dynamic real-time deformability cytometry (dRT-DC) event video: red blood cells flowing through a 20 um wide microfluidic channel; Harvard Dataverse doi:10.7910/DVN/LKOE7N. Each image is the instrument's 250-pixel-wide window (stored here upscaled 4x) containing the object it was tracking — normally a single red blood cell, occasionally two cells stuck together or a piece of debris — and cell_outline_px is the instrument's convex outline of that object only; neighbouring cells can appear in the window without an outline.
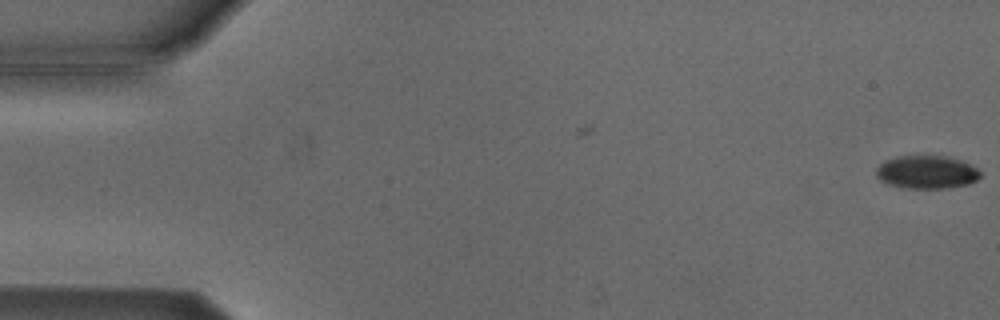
{"species": "Egyptian fruit bat (a non-hibernating species)", "species_latin": "Rousettus aegyptiacus", "temperature_condition": "cold", "stored_images_in_passage": 54, "camera_frame_rate_fps": 3000, "um_per_image_px": 0.085, "animal": {"sex": "male"}, "frame": {"image": 1, "passage_image": 1, "time_ms": 0.0, "image_size_px": [1000, 320], "cell_outline_px": [[980, 176], [976, 180], [968, 184], [948, 188], [900, 188], [888, 184], [880, 180], [876, 176], [876, 168], [884, 160], [896, 156], [948, 156], [972, 164], [980, 172]], "centroid_in_image_um": [78.74, 14.63], "position_along_channel_um": 6.3, "area_um2": 20.29}}
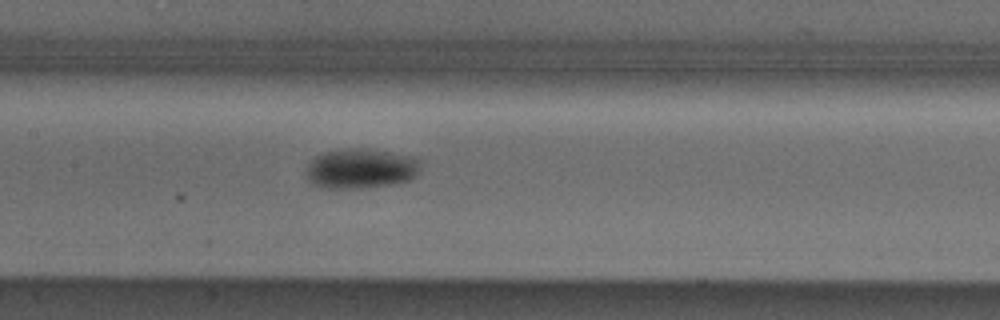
{"frame": {"image": 2, "passage_image": 26, "time_ms": 8.333, "image_size_px": [1000, 320], "cell_outline_px": [[420, 168], [416, 176], [412, 180], [396, 184], [368, 188], [324, 188], [312, 184], [304, 176], [304, 172], [308, 164], [320, 152], [352, 148], [368, 148], [416, 156], [420, 160]], "centroid_in_image_um": [30.69, 14.33], "position_along_channel_um": 176.7, "area_um2": 27.46}}
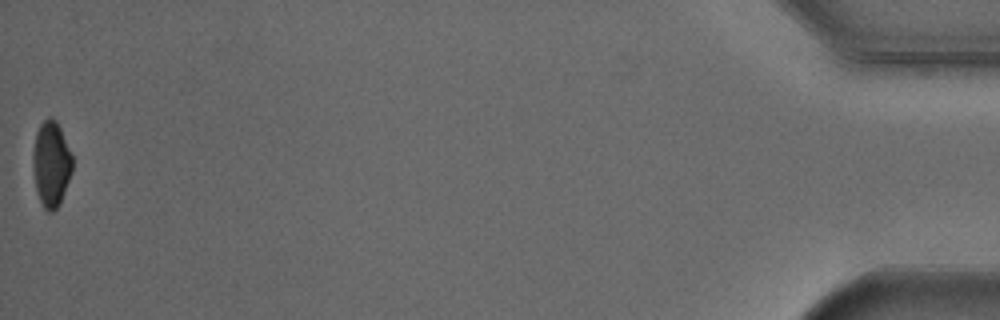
{"frame": {"image": 3, "passage_image": 54, "time_ms": 17.667, "image_size_px": [1000, 320], "cell_outline_px": [[72, 172], [60, 204], [52, 212], [48, 212], [44, 208], [40, 200], [36, 188], [32, 160], [32, 152], [36, 132], [40, 124], [48, 116], [52, 116], [56, 120], [60, 128], [72, 156]], "centroid_in_image_um": [4.34, 13.91], "position_along_channel_um": 430.9, "area_um2": 19.65}, "authors_computed_cell_mechanics": {"area_um2": 22.7732, "velocity_mm_per_s": 3.8333, "shape_relaxation_time_tau1_ms": 4.3629, "shape_relaxation_time_tau2_ms": null, "deformation_change_tau1": 0.0834, "deformation_change_tau2": null}}